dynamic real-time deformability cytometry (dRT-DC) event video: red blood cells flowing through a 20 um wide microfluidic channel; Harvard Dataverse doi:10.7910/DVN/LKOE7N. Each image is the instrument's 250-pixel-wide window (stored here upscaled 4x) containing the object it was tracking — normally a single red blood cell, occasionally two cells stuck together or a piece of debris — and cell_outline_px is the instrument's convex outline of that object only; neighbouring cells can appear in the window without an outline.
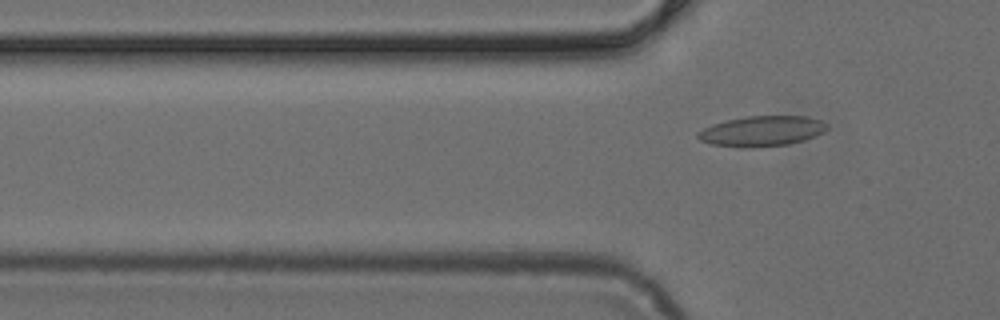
{"species": "common noctule bat (a hibernating species)", "species_latin": "Nyctalus noctula", "temperature_condition": "cold", "stored_images_in_passage": 6, "camera_frame_rate_fps": 3000, "um_per_image_px": 0.085, "animal": {"sex": "female", "body_mass_g": 24.6, "forearm_length_mm": 56.2}, "frame": {"image": 1, "passage_image": 6, "time_ms": 1.667, "image_size_px": [1000, 320], "cell_outline_px": [[828, 128], [824, 132], [816, 136], [804, 140], [788, 144], [756, 148], [744, 148], [712, 144], [700, 140], [696, 136], [696, 132], [712, 124], [744, 116], [804, 116], [820, 120], [828, 124]], "centroid_in_image_um": [64.76, 11.15], "position_along_channel_um": 61.0, "area_um2": 23.0}}